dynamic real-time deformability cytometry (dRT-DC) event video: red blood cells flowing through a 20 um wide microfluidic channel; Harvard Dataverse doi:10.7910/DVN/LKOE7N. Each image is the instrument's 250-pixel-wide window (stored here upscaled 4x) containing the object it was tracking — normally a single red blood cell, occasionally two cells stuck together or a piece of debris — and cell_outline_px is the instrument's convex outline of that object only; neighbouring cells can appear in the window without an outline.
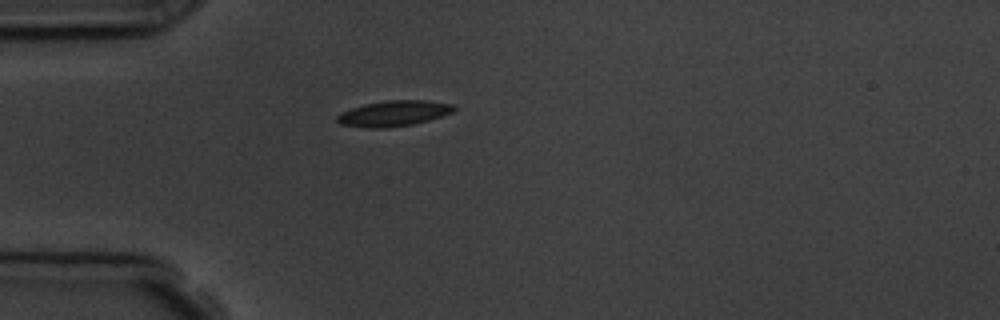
{"species": "common noctule bat (a hibernating species)", "species_latin": "Nyctalus noctula", "temperature_condition": "room temperature", "stored_images_in_passage": 1, "camera_frame_rate_fps": 3000, "um_per_image_px": 0.085, "animal": {"sex": "male", "body_mass_g": 19.5, "forearm_length_mm": 54.6}, "frame": {"image": 1, "passage_image": 1, "time_ms": 0.0, "image_size_px": [1000, 320], "cell_outline_px": [[456, 108], [452, 112], [428, 120], [412, 124], [388, 128], [364, 128], [340, 124], [336, 120], [336, 116], [340, 112], [364, 104], [388, 100], [424, 100], [456, 104]], "centroid_in_image_um": [33.44, 9.64], "position_along_channel_um": 51.6, "area_um2": 17.51}}